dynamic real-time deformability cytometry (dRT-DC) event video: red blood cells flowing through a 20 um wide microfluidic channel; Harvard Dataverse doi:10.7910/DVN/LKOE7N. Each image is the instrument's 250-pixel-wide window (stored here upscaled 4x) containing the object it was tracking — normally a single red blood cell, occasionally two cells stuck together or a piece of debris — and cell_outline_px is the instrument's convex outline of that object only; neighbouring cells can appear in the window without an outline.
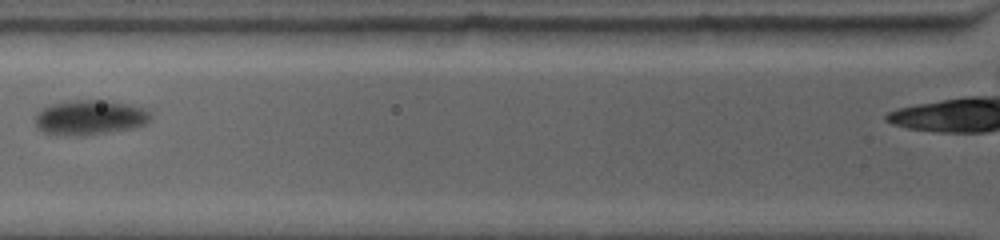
{"species": "common noctule bat (a hibernating species)", "species_latin": "Nyctalus noctula", "temperature_condition": "warm", "stored_images_in_passage": 12, "camera_frame_rate_fps": 4500, "um_per_image_px": 0.085, "animal": {"sex": "female", "body_mass_g": 19.0, "forearm_length_mm": 53.3}, "frame": {"image": 1, "passage_image": 4, "time_ms": 2.222, "image_size_px": [1000, 240], "cell_outline_px": [[148, 120], [144, 124], [132, 128], [108, 132], [44, 132], [36, 128], [36, 116], [44, 108], [52, 104], [68, 100], [108, 100], [128, 104], [140, 108], [148, 112]], "centroid_in_image_um": [7.64, 9.92], "position_along_channel_um": 118.2, "area_um2": 21.96}}
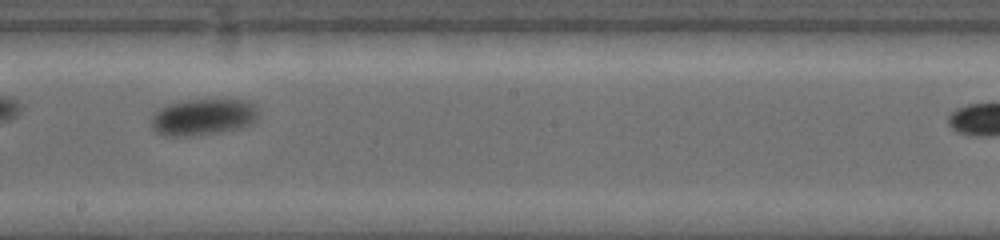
{"frame": {"image": 2, "passage_image": 7, "time_ms": 5.333, "image_size_px": [1000, 240], "cell_outline_px": [[260, 112], [256, 120], [252, 124], [244, 128], [220, 132], [188, 136], [168, 136], [156, 132], [152, 128], [152, 116], [160, 108], [172, 104], [188, 100], [248, 100], [256, 104]], "centroid_in_image_um": [17.35, 9.95], "position_along_channel_um": 230.8, "area_um2": 22.89}}
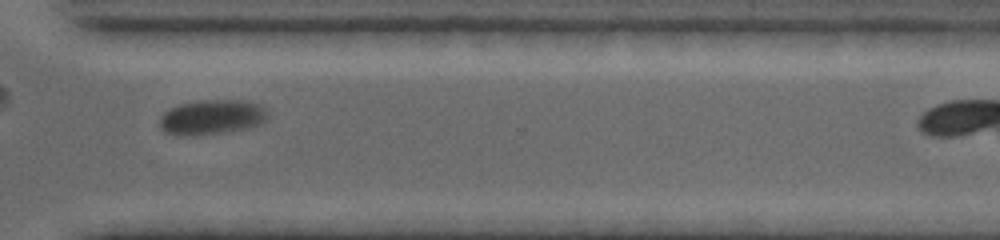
{"frame": {"image": 3, "passage_image": 10, "time_ms": 8.667, "image_size_px": [1000, 240], "cell_outline_px": [[268, 116], [260, 124], [220, 132], [168, 132], [160, 128], [160, 116], [168, 108], [180, 104], [196, 100], [244, 100], [264, 104], [268, 108]], "centroid_in_image_um": [18.09, 9.86], "position_along_channel_um": 352.5, "area_um2": 21.1}}